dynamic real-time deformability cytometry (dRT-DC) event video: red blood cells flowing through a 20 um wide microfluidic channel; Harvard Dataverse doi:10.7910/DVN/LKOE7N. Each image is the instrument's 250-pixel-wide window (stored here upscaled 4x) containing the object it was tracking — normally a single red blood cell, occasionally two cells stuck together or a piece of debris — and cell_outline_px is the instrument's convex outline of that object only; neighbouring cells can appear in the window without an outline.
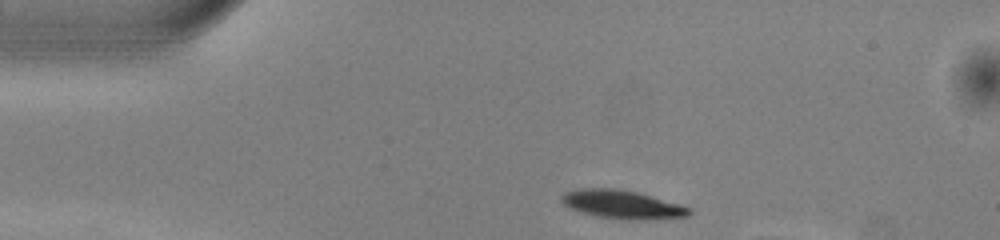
{"species": "common noctule bat (a hibernating species)", "species_latin": "Nyctalus noctula", "temperature_condition": "warm", "stored_images_in_passage": 10, "camera_frame_rate_fps": 3000, "um_per_image_px": 0.085, "animal": {"sex": "male", "body_mass_g": 13.0, "forearm_length_mm": 53.1}, "frame": {"image": 1, "passage_image": 1, "time_ms": 0.0, "image_size_px": [1000, 240], "cell_outline_px": [[692, 212], [688, 216], [644, 220], [628, 220], [600, 216], [580, 212], [564, 204], [560, 200], [560, 196], [564, 192], [580, 188], [620, 188], [636, 192], [680, 204], [692, 208]], "centroid_in_image_um": [52.89, 17.37], "position_along_channel_um": 32.1, "area_um2": 21.15}}
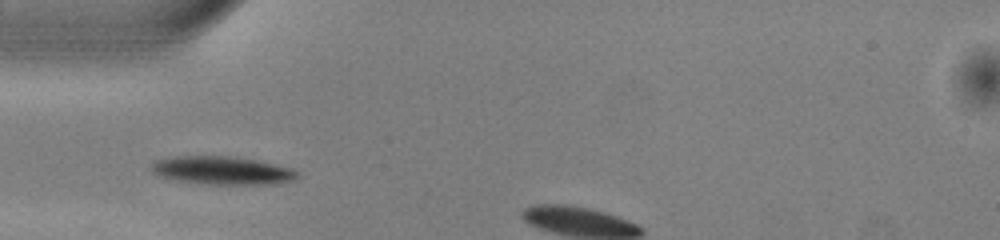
{"frame": {"image": 2, "passage_image": 7, "time_ms": 2.0, "image_size_px": [1000, 240], "cell_outline_px": [[300, 176], [292, 180], [272, 184], [212, 184], [172, 180], [156, 176], [148, 168], [156, 160], [172, 156], [236, 156], [256, 160], [292, 168]], "centroid_in_image_um": [18.81, 14.48], "position_along_channel_um": 66.2, "area_um2": 24.16}}